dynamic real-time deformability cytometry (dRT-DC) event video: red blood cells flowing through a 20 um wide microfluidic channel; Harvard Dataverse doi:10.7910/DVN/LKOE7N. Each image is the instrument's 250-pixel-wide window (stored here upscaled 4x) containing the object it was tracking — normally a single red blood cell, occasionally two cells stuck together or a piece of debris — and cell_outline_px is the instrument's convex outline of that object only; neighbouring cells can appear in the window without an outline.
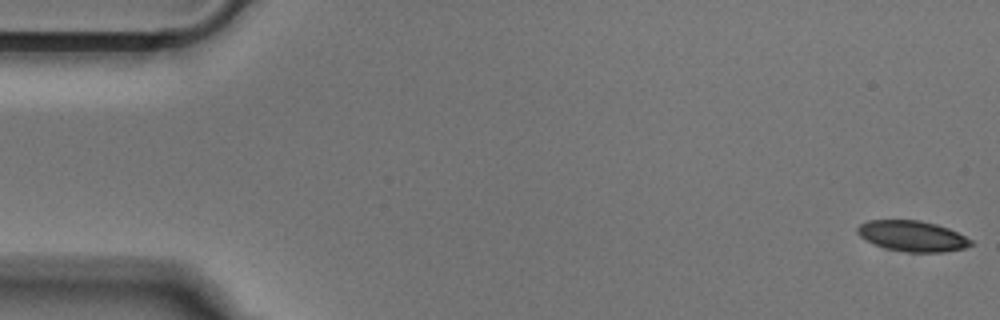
{"species": "Egyptian fruit bat (a non-hibernating species)", "species_latin": "Rousettus aegyptiacus", "temperature_condition": "cold", "stored_images_in_passage": 52, "camera_frame_rate_fps": 3000, "um_per_image_px": 0.085, "animal": {"sex": "male"}, "frame": {"image": 1, "passage_image": 1, "time_ms": 0.0, "image_size_px": [1000, 320], "cell_outline_px": [[976, 244], [964, 248], [944, 252], [904, 252], [884, 248], [872, 244], [860, 236], [856, 232], [856, 228], [860, 224], [868, 220], [920, 220], [936, 224], [948, 228], [972, 240]], "centroid_in_image_um": [77.53, 20.07], "position_along_channel_um": 7.5, "area_um2": 20.46}}
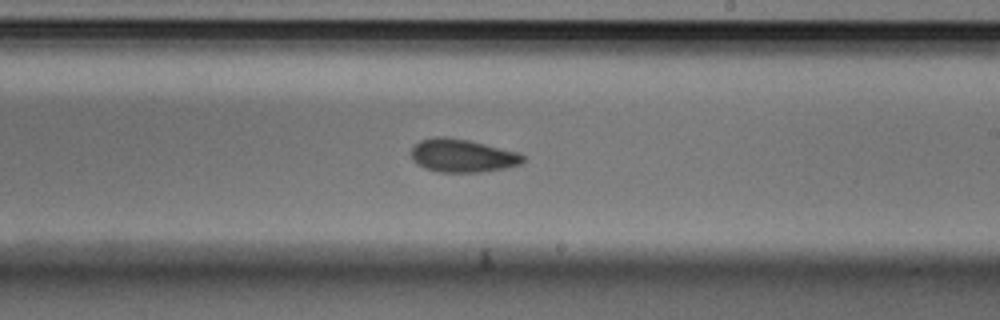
{"frame": {"image": 2, "passage_image": 30, "time_ms": 9.667, "image_size_px": [1000, 320], "cell_outline_px": [[524, 160], [520, 164], [504, 168], [480, 172], [436, 172], [424, 168], [416, 164], [412, 160], [412, 148], [420, 140], [440, 136], [468, 140], [520, 152], [524, 156]], "centroid_in_image_um": [39.3, 13.24], "position_along_channel_um": 249.7, "area_um2": 21.56}}
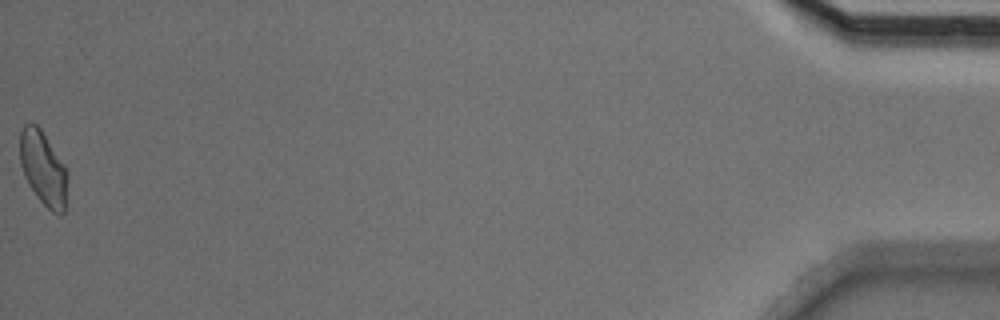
{"frame": {"image": 3, "passage_image": 52, "time_ms": 17.0, "image_size_px": [1000, 320], "cell_outline_px": [[68, 180], [64, 212], [60, 216], [52, 212], [36, 196], [28, 184], [24, 176], [20, 164], [20, 132], [24, 124], [32, 120], [40, 128], [64, 164], [68, 172]], "centroid_in_image_um": [3.67, 14.3], "position_along_channel_um": 431.5, "area_um2": 20.81}}